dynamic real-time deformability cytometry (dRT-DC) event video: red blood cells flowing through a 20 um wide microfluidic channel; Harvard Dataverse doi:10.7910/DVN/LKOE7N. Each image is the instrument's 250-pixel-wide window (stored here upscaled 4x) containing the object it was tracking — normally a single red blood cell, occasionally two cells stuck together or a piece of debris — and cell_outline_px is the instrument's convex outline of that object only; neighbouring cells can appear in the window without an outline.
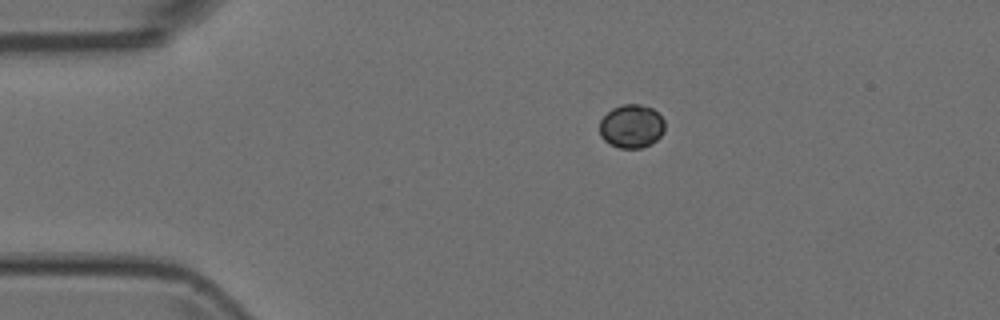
{"species": "Egyptian fruit bat (a non-hibernating species)", "species_latin": "Rousettus aegyptiacus", "temperature_condition": "room temperature", "stored_images_in_passage": 4, "camera_frame_rate_fps": 3000, "um_per_image_px": 0.085, "animal": {"sex": "female"}, "frame": {"image": 1, "passage_image": 1, "time_ms": 0.0, "image_size_px": [1000, 320], "cell_outline_px": [[664, 132], [652, 144], [640, 148], [620, 148], [604, 140], [600, 136], [600, 120], [612, 108], [624, 104], [640, 104], [652, 108], [664, 120]], "centroid_in_image_um": [53.68, 10.73], "position_along_channel_um": 31.3, "area_um2": 16.47}}
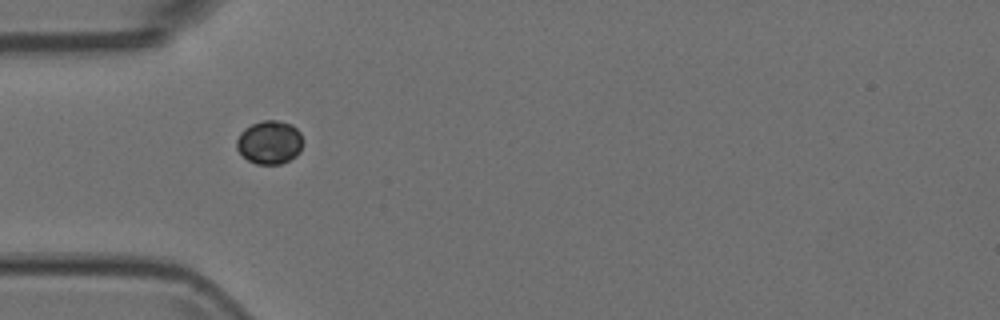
{"frame": {"image": 2, "passage_image": 3, "time_ms": 0.667, "image_size_px": [1000, 320], "cell_outline_px": [[304, 140], [300, 152], [296, 156], [280, 164], [256, 164], [248, 160], [236, 148], [236, 140], [240, 132], [244, 128], [260, 120], [276, 120], [292, 124], [300, 132]], "centroid_in_image_um": [22.92, 12.08], "position_along_channel_um": 62.1, "area_um2": 16.99}}
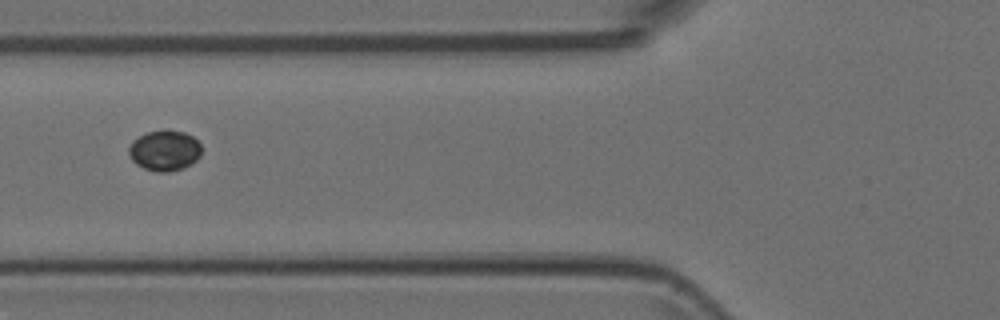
{"frame": {"image": 3, "passage_image": 4, "time_ms": 1.0, "image_size_px": [1000, 320], "cell_outline_px": [[200, 156], [192, 164], [184, 168], [168, 172], [156, 172], [144, 168], [136, 164], [132, 160], [128, 152], [128, 148], [140, 136], [148, 132], [164, 128], [184, 132], [192, 136], [200, 144]], "centroid_in_image_um": [14.01, 12.79], "position_along_channel_um": 111.8, "area_um2": 17.22}}